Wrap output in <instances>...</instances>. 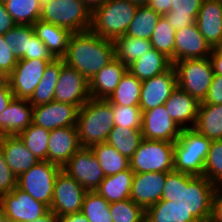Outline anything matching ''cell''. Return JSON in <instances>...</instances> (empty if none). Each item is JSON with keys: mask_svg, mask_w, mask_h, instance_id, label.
<instances>
[{"mask_svg": "<svg viewBox=\"0 0 222 222\" xmlns=\"http://www.w3.org/2000/svg\"><path fill=\"white\" fill-rule=\"evenodd\" d=\"M40 1V4L41 6L47 4L49 1H52V0H39Z\"/></svg>", "mask_w": 222, "mask_h": 222, "instance_id": "cell-62", "label": "cell"}, {"mask_svg": "<svg viewBox=\"0 0 222 222\" xmlns=\"http://www.w3.org/2000/svg\"><path fill=\"white\" fill-rule=\"evenodd\" d=\"M180 184H182V173L172 170L167 172L161 200L175 201L179 198Z\"/></svg>", "mask_w": 222, "mask_h": 222, "instance_id": "cell-46", "label": "cell"}, {"mask_svg": "<svg viewBox=\"0 0 222 222\" xmlns=\"http://www.w3.org/2000/svg\"><path fill=\"white\" fill-rule=\"evenodd\" d=\"M81 148L76 126L50 130L48 161L63 167Z\"/></svg>", "mask_w": 222, "mask_h": 222, "instance_id": "cell-19", "label": "cell"}, {"mask_svg": "<svg viewBox=\"0 0 222 222\" xmlns=\"http://www.w3.org/2000/svg\"><path fill=\"white\" fill-rule=\"evenodd\" d=\"M130 169L134 173L174 170V143L143 138L130 159Z\"/></svg>", "mask_w": 222, "mask_h": 222, "instance_id": "cell-8", "label": "cell"}, {"mask_svg": "<svg viewBox=\"0 0 222 222\" xmlns=\"http://www.w3.org/2000/svg\"><path fill=\"white\" fill-rule=\"evenodd\" d=\"M134 172L130 169L106 176L96 191L109 203L130 198Z\"/></svg>", "mask_w": 222, "mask_h": 222, "instance_id": "cell-27", "label": "cell"}, {"mask_svg": "<svg viewBox=\"0 0 222 222\" xmlns=\"http://www.w3.org/2000/svg\"><path fill=\"white\" fill-rule=\"evenodd\" d=\"M15 25L16 23L6 10L4 3L0 2V34L4 35Z\"/></svg>", "mask_w": 222, "mask_h": 222, "instance_id": "cell-51", "label": "cell"}, {"mask_svg": "<svg viewBox=\"0 0 222 222\" xmlns=\"http://www.w3.org/2000/svg\"><path fill=\"white\" fill-rule=\"evenodd\" d=\"M112 110L114 114V126L141 130L142 110L140 107L112 104Z\"/></svg>", "mask_w": 222, "mask_h": 222, "instance_id": "cell-45", "label": "cell"}, {"mask_svg": "<svg viewBox=\"0 0 222 222\" xmlns=\"http://www.w3.org/2000/svg\"><path fill=\"white\" fill-rule=\"evenodd\" d=\"M107 202L96 190L87 191L83 199L81 213L90 222H113Z\"/></svg>", "mask_w": 222, "mask_h": 222, "instance_id": "cell-41", "label": "cell"}, {"mask_svg": "<svg viewBox=\"0 0 222 222\" xmlns=\"http://www.w3.org/2000/svg\"><path fill=\"white\" fill-rule=\"evenodd\" d=\"M132 3H135L137 6L148 5L151 0H129Z\"/></svg>", "mask_w": 222, "mask_h": 222, "instance_id": "cell-60", "label": "cell"}, {"mask_svg": "<svg viewBox=\"0 0 222 222\" xmlns=\"http://www.w3.org/2000/svg\"><path fill=\"white\" fill-rule=\"evenodd\" d=\"M87 191H95L105 178L97 158L90 148L81 147L62 167Z\"/></svg>", "mask_w": 222, "mask_h": 222, "instance_id": "cell-12", "label": "cell"}, {"mask_svg": "<svg viewBox=\"0 0 222 222\" xmlns=\"http://www.w3.org/2000/svg\"><path fill=\"white\" fill-rule=\"evenodd\" d=\"M194 128L210 140H222V105L200 102Z\"/></svg>", "mask_w": 222, "mask_h": 222, "instance_id": "cell-31", "label": "cell"}, {"mask_svg": "<svg viewBox=\"0 0 222 222\" xmlns=\"http://www.w3.org/2000/svg\"><path fill=\"white\" fill-rule=\"evenodd\" d=\"M113 222H144L145 209L130 198L109 205Z\"/></svg>", "mask_w": 222, "mask_h": 222, "instance_id": "cell-44", "label": "cell"}, {"mask_svg": "<svg viewBox=\"0 0 222 222\" xmlns=\"http://www.w3.org/2000/svg\"><path fill=\"white\" fill-rule=\"evenodd\" d=\"M167 173H134L130 199L145 210L161 200Z\"/></svg>", "mask_w": 222, "mask_h": 222, "instance_id": "cell-18", "label": "cell"}, {"mask_svg": "<svg viewBox=\"0 0 222 222\" xmlns=\"http://www.w3.org/2000/svg\"><path fill=\"white\" fill-rule=\"evenodd\" d=\"M0 149L17 178L39 162L18 135L0 136Z\"/></svg>", "mask_w": 222, "mask_h": 222, "instance_id": "cell-23", "label": "cell"}, {"mask_svg": "<svg viewBox=\"0 0 222 222\" xmlns=\"http://www.w3.org/2000/svg\"><path fill=\"white\" fill-rule=\"evenodd\" d=\"M212 48L195 24L175 31V62L209 57Z\"/></svg>", "mask_w": 222, "mask_h": 222, "instance_id": "cell-21", "label": "cell"}, {"mask_svg": "<svg viewBox=\"0 0 222 222\" xmlns=\"http://www.w3.org/2000/svg\"><path fill=\"white\" fill-rule=\"evenodd\" d=\"M203 176L218 190H222V140H212Z\"/></svg>", "mask_w": 222, "mask_h": 222, "instance_id": "cell-43", "label": "cell"}, {"mask_svg": "<svg viewBox=\"0 0 222 222\" xmlns=\"http://www.w3.org/2000/svg\"><path fill=\"white\" fill-rule=\"evenodd\" d=\"M18 58L5 42L4 35L0 34V70L9 75L15 68Z\"/></svg>", "mask_w": 222, "mask_h": 222, "instance_id": "cell-48", "label": "cell"}, {"mask_svg": "<svg viewBox=\"0 0 222 222\" xmlns=\"http://www.w3.org/2000/svg\"><path fill=\"white\" fill-rule=\"evenodd\" d=\"M9 84L8 75L0 70V90Z\"/></svg>", "mask_w": 222, "mask_h": 222, "instance_id": "cell-59", "label": "cell"}, {"mask_svg": "<svg viewBox=\"0 0 222 222\" xmlns=\"http://www.w3.org/2000/svg\"><path fill=\"white\" fill-rule=\"evenodd\" d=\"M87 190L62 169L56 176L52 204L49 208L57 217L81 212Z\"/></svg>", "mask_w": 222, "mask_h": 222, "instance_id": "cell-11", "label": "cell"}, {"mask_svg": "<svg viewBox=\"0 0 222 222\" xmlns=\"http://www.w3.org/2000/svg\"><path fill=\"white\" fill-rule=\"evenodd\" d=\"M33 106L26 99L13 98L0 114V136L18 135L32 124Z\"/></svg>", "mask_w": 222, "mask_h": 222, "instance_id": "cell-24", "label": "cell"}, {"mask_svg": "<svg viewBox=\"0 0 222 222\" xmlns=\"http://www.w3.org/2000/svg\"><path fill=\"white\" fill-rule=\"evenodd\" d=\"M61 169L47 160L39 161L17 178V187L50 208L55 179Z\"/></svg>", "mask_w": 222, "mask_h": 222, "instance_id": "cell-9", "label": "cell"}, {"mask_svg": "<svg viewBox=\"0 0 222 222\" xmlns=\"http://www.w3.org/2000/svg\"><path fill=\"white\" fill-rule=\"evenodd\" d=\"M114 58V41L102 38L88 30L71 35L63 60L90 81Z\"/></svg>", "mask_w": 222, "mask_h": 222, "instance_id": "cell-1", "label": "cell"}, {"mask_svg": "<svg viewBox=\"0 0 222 222\" xmlns=\"http://www.w3.org/2000/svg\"><path fill=\"white\" fill-rule=\"evenodd\" d=\"M172 0H151L148 6L155 12L164 16L171 10Z\"/></svg>", "mask_w": 222, "mask_h": 222, "instance_id": "cell-54", "label": "cell"}, {"mask_svg": "<svg viewBox=\"0 0 222 222\" xmlns=\"http://www.w3.org/2000/svg\"><path fill=\"white\" fill-rule=\"evenodd\" d=\"M209 222H222V190H217L214 195Z\"/></svg>", "mask_w": 222, "mask_h": 222, "instance_id": "cell-52", "label": "cell"}, {"mask_svg": "<svg viewBox=\"0 0 222 222\" xmlns=\"http://www.w3.org/2000/svg\"><path fill=\"white\" fill-rule=\"evenodd\" d=\"M29 59L54 60L55 57L51 54L45 44L35 35L31 37L29 46Z\"/></svg>", "mask_w": 222, "mask_h": 222, "instance_id": "cell-49", "label": "cell"}, {"mask_svg": "<svg viewBox=\"0 0 222 222\" xmlns=\"http://www.w3.org/2000/svg\"><path fill=\"white\" fill-rule=\"evenodd\" d=\"M6 1H8V0H0V2H2V3H5Z\"/></svg>", "mask_w": 222, "mask_h": 222, "instance_id": "cell-63", "label": "cell"}, {"mask_svg": "<svg viewBox=\"0 0 222 222\" xmlns=\"http://www.w3.org/2000/svg\"><path fill=\"white\" fill-rule=\"evenodd\" d=\"M64 63L63 58H55L53 61L49 62L44 70L42 79L35 88L33 95L28 100L33 107L54 101L55 88L61 67Z\"/></svg>", "mask_w": 222, "mask_h": 222, "instance_id": "cell-29", "label": "cell"}, {"mask_svg": "<svg viewBox=\"0 0 222 222\" xmlns=\"http://www.w3.org/2000/svg\"><path fill=\"white\" fill-rule=\"evenodd\" d=\"M17 186V177L7 165L0 149V197Z\"/></svg>", "mask_w": 222, "mask_h": 222, "instance_id": "cell-47", "label": "cell"}, {"mask_svg": "<svg viewBox=\"0 0 222 222\" xmlns=\"http://www.w3.org/2000/svg\"><path fill=\"white\" fill-rule=\"evenodd\" d=\"M160 17L148 5L138 6L125 35L150 40Z\"/></svg>", "mask_w": 222, "mask_h": 222, "instance_id": "cell-37", "label": "cell"}, {"mask_svg": "<svg viewBox=\"0 0 222 222\" xmlns=\"http://www.w3.org/2000/svg\"><path fill=\"white\" fill-rule=\"evenodd\" d=\"M137 8L138 6L129 0H108L92 11L90 31L115 41L127 32Z\"/></svg>", "mask_w": 222, "mask_h": 222, "instance_id": "cell-3", "label": "cell"}, {"mask_svg": "<svg viewBox=\"0 0 222 222\" xmlns=\"http://www.w3.org/2000/svg\"><path fill=\"white\" fill-rule=\"evenodd\" d=\"M196 25L211 48L222 47V2L203 0Z\"/></svg>", "mask_w": 222, "mask_h": 222, "instance_id": "cell-20", "label": "cell"}, {"mask_svg": "<svg viewBox=\"0 0 222 222\" xmlns=\"http://www.w3.org/2000/svg\"><path fill=\"white\" fill-rule=\"evenodd\" d=\"M175 31L161 16L150 38L152 48L168 57L172 64L175 62Z\"/></svg>", "mask_w": 222, "mask_h": 222, "instance_id": "cell-40", "label": "cell"}, {"mask_svg": "<svg viewBox=\"0 0 222 222\" xmlns=\"http://www.w3.org/2000/svg\"><path fill=\"white\" fill-rule=\"evenodd\" d=\"M128 67L116 57L89 81V93L93 99H108L121 81Z\"/></svg>", "mask_w": 222, "mask_h": 222, "instance_id": "cell-25", "label": "cell"}, {"mask_svg": "<svg viewBox=\"0 0 222 222\" xmlns=\"http://www.w3.org/2000/svg\"><path fill=\"white\" fill-rule=\"evenodd\" d=\"M34 33L32 25L16 24L4 34L5 42L12 48L13 53L18 59H29V46Z\"/></svg>", "mask_w": 222, "mask_h": 222, "instance_id": "cell-42", "label": "cell"}, {"mask_svg": "<svg viewBox=\"0 0 222 222\" xmlns=\"http://www.w3.org/2000/svg\"><path fill=\"white\" fill-rule=\"evenodd\" d=\"M89 81L75 68L64 63L54 92V101L80 108L90 99Z\"/></svg>", "mask_w": 222, "mask_h": 222, "instance_id": "cell-14", "label": "cell"}, {"mask_svg": "<svg viewBox=\"0 0 222 222\" xmlns=\"http://www.w3.org/2000/svg\"><path fill=\"white\" fill-rule=\"evenodd\" d=\"M0 211L14 222H32L50 210L46 204L16 186L0 197Z\"/></svg>", "mask_w": 222, "mask_h": 222, "instance_id": "cell-10", "label": "cell"}, {"mask_svg": "<svg viewBox=\"0 0 222 222\" xmlns=\"http://www.w3.org/2000/svg\"><path fill=\"white\" fill-rule=\"evenodd\" d=\"M173 67L176 71L177 87L203 102L214 77L210 58L183 59L174 62Z\"/></svg>", "mask_w": 222, "mask_h": 222, "instance_id": "cell-7", "label": "cell"}, {"mask_svg": "<svg viewBox=\"0 0 222 222\" xmlns=\"http://www.w3.org/2000/svg\"><path fill=\"white\" fill-rule=\"evenodd\" d=\"M113 127L112 104L107 99L90 98L79 108L76 128L81 147L106 142Z\"/></svg>", "mask_w": 222, "mask_h": 222, "instance_id": "cell-2", "label": "cell"}, {"mask_svg": "<svg viewBox=\"0 0 222 222\" xmlns=\"http://www.w3.org/2000/svg\"><path fill=\"white\" fill-rule=\"evenodd\" d=\"M182 129L174 122L164 105L142 112L143 138L174 143Z\"/></svg>", "mask_w": 222, "mask_h": 222, "instance_id": "cell-15", "label": "cell"}, {"mask_svg": "<svg viewBox=\"0 0 222 222\" xmlns=\"http://www.w3.org/2000/svg\"><path fill=\"white\" fill-rule=\"evenodd\" d=\"M78 110L76 105L51 101L33 107L32 123L48 130L76 126Z\"/></svg>", "mask_w": 222, "mask_h": 222, "instance_id": "cell-17", "label": "cell"}, {"mask_svg": "<svg viewBox=\"0 0 222 222\" xmlns=\"http://www.w3.org/2000/svg\"><path fill=\"white\" fill-rule=\"evenodd\" d=\"M13 98L14 94L9 84L0 90V114L7 108Z\"/></svg>", "mask_w": 222, "mask_h": 222, "instance_id": "cell-55", "label": "cell"}, {"mask_svg": "<svg viewBox=\"0 0 222 222\" xmlns=\"http://www.w3.org/2000/svg\"><path fill=\"white\" fill-rule=\"evenodd\" d=\"M218 189L205 177L182 173L176 204L190 212L199 222H209L212 201Z\"/></svg>", "mask_w": 222, "mask_h": 222, "instance_id": "cell-5", "label": "cell"}, {"mask_svg": "<svg viewBox=\"0 0 222 222\" xmlns=\"http://www.w3.org/2000/svg\"><path fill=\"white\" fill-rule=\"evenodd\" d=\"M51 61L53 60L18 59L15 68L8 75L14 97L29 100Z\"/></svg>", "mask_w": 222, "mask_h": 222, "instance_id": "cell-13", "label": "cell"}, {"mask_svg": "<svg viewBox=\"0 0 222 222\" xmlns=\"http://www.w3.org/2000/svg\"><path fill=\"white\" fill-rule=\"evenodd\" d=\"M50 130L34 125H29L18 136L26 148L39 160L48 161V140Z\"/></svg>", "mask_w": 222, "mask_h": 222, "instance_id": "cell-39", "label": "cell"}, {"mask_svg": "<svg viewBox=\"0 0 222 222\" xmlns=\"http://www.w3.org/2000/svg\"><path fill=\"white\" fill-rule=\"evenodd\" d=\"M209 58L212 62L214 75L222 76V47L212 48Z\"/></svg>", "mask_w": 222, "mask_h": 222, "instance_id": "cell-53", "label": "cell"}, {"mask_svg": "<svg viewBox=\"0 0 222 222\" xmlns=\"http://www.w3.org/2000/svg\"><path fill=\"white\" fill-rule=\"evenodd\" d=\"M58 222H90L81 212L57 217Z\"/></svg>", "mask_w": 222, "mask_h": 222, "instance_id": "cell-56", "label": "cell"}, {"mask_svg": "<svg viewBox=\"0 0 222 222\" xmlns=\"http://www.w3.org/2000/svg\"><path fill=\"white\" fill-rule=\"evenodd\" d=\"M172 65L168 57L156 49H152L131 63L128 66V71L143 81L166 72Z\"/></svg>", "mask_w": 222, "mask_h": 222, "instance_id": "cell-28", "label": "cell"}, {"mask_svg": "<svg viewBox=\"0 0 222 222\" xmlns=\"http://www.w3.org/2000/svg\"><path fill=\"white\" fill-rule=\"evenodd\" d=\"M164 106L181 129L194 128L200 106V102L196 98L177 87Z\"/></svg>", "mask_w": 222, "mask_h": 222, "instance_id": "cell-22", "label": "cell"}, {"mask_svg": "<svg viewBox=\"0 0 222 222\" xmlns=\"http://www.w3.org/2000/svg\"><path fill=\"white\" fill-rule=\"evenodd\" d=\"M91 15L80 0H52L42 6L40 20L79 33L90 30Z\"/></svg>", "mask_w": 222, "mask_h": 222, "instance_id": "cell-6", "label": "cell"}, {"mask_svg": "<svg viewBox=\"0 0 222 222\" xmlns=\"http://www.w3.org/2000/svg\"><path fill=\"white\" fill-rule=\"evenodd\" d=\"M90 149L97 158L105 177L116 175L130 167V160L106 142L95 144Z\"/></svg>", "mask_w": 222, "mask_h": 222, "instance_id": "cell-33", "label": "cell"}, {"mask_svg": "<svg viewBox=\"0 0 222 222\" xmlns=\"http://www.w3.org/2000/svg\"><path fill=\"white\" fill-rule=\"evenodd\" d=\"M142 140L141 130L114 126L106 143L130 160Z\"/></svg>", "mask_w": 222, "mask_h": 222, "instance_id": "cell-36", "label": "cell"}, {"mask_svg": "<svg viewBox=\"0 0 222 222\" xmlns=\"http://www.w3.org/2000/svg\"><path fill=\"white\" fill-rule=\"evenodd\" d=\"M203 103L222 105V76L221 75H214L212 83L209 87L207 96L204 99Z\"/></svg>", "mask_w": 222, "mask_h": 222, "instance_id": "cell-50", "label": "cell"}, {"mask_svg": "<svg viewBox=\"0 0 222 222\" xmlns=\"http://www.w3.org/2000/svg\"><path fill=\"white\" fill-rule=\"evenodd\" d=\"M115 57L127 67L152 50L150 40L123 35L115 41Z\"/></svg>", "mask_w": 222, "mask_h": 222, "instance_id": "cell-35", "label": "cell"}, {"mask_svg": "<svg viewBox=\"0 0 222 222\" xmlns=\"http://www.w3.org/2000/svg\"><path fill=\"white\" fill-rule=\"evenodd\" d=\"M4 5L18 25H33L40 20L42 6L39 0H8Z\"/></svg>", "mask_w": 222, "mask_h": 222, "instance_id": "cell-38", "label": "cell"}, {"mask_svg": "<svg viewBox=\"0 0 222 222\" xmlns=\"http://www.w3.org/2000/svg\"><path fill=\"white\" fill-rule=\"evenodd\" d=\"M32 222H58V220L57 216L53 212L49 211L45 216L35 219Z\"/></svg>", "mask_w": 222, "mask_h": 222, "instance_id": "cell-58", "label": "cell"}, {"mask_svg": "<svg viewBox=\"0 0 222 222\" xmlns=\"http://www.w3.org/2000/svg\"><path fill=\"white\" fill-rule=\"evenodd\" d=\"M202 3L203 0H172L171 10L164 17L172 28L180 30L196 23Z\"/></svg>", "mask_w": 222, "mask_h": 222, "instance_id": "cell-32", "label": "cell"}, {"mask_svg": "<svg viewBox=\"0 0 222 222\" xmlns=\"http://www.w3.org/2000/svg\"><path fill=\"white\" fill-rule=\"evenodd\" d=\"M82 1L91 11L104 5L108 0H80Z\"/></svg>", "mask_w": 222, "mask_h": 222, "instance_id": "cell-57", "label": "cell"}, {"mask_svg": "<svg viewBox=\"0 0 222 222\" xmlns=\"http://www.w3.org/2000/svg\"><path fill=\"white\" fill-rule=\"evenodd\" d=\"M212 140L195 128L182 129L174 142V170L194 176L204 175V165Z\"/></svg>", "mask_w": 222, "mask_h": 222, "instance_id": "cell-4", "label": "cell"}, {"mask_svg": "<svg viewBox=\"0 0 222 222\" xmlns=\"http://www.w3.org/2000/svg\"><path fill=\"white\" fill-rule=\"evenodd\" d=\"M0 222H14L0 211Z\"/></svg>", "mask_w": 222, "mask_h": 222, "instance_id": "cell-61", "label": "cell"}, {"mask_svg": "<svg viewBox=\"0 0 222 222\" xmlns=\"http://www.w3.org/2000/svg\"><path fill=\"white\" fill-rule=\"evenodd\" d=\"M35 35L45 44L55 58H63L67 52L70 30L38 20L32 25Z\"/></svg>", "mask_w": 222, "mask_h": 222, "instance_id": "cell-26", "label": "cell"}, {"mask_svg": "<svg viewBox=\"0 0 222 222\" xmlns=\"http://www.w3.org/2000/svg\"><path fill=\"white\" fill-rule=\"evenodd\" d=\"M141 85L142 81L127 70L107 100L111 104L139 107Z\"/></svg>", "mask_w": 222, "mask_h": 222, "instance_id": "cell-34", "label": "cell"}, {"mask_svg": "<svg viewBox=\"0 0 222 222\" xmlns=\"http://www.w3.org/2000/svg\"><path fill=\"white\" fill-rule=\"evenodd\" d=\"M144 222H199L175 201L160 200L145 210Z\"/></svg>", "mask_w": 222, "mask_h": 222, "instance_id": "cell-30", "label": "cell"}, {"mask_svg": "<svg viewBox=\"0 0 222 222\" xmlns=\"http://www.w3.org/2000/svg\"><path fill=\"white\" fill-rule=\"evenodd\" d=\"M176 88L177 77L173 65L166 72L143 80L139 102L140 109L143 112L164 105Z\"/></svg>", "mask_w": 222, "mask_h": 222, "instance_id": "cell-16", "label": "cell"}]
</instances>
